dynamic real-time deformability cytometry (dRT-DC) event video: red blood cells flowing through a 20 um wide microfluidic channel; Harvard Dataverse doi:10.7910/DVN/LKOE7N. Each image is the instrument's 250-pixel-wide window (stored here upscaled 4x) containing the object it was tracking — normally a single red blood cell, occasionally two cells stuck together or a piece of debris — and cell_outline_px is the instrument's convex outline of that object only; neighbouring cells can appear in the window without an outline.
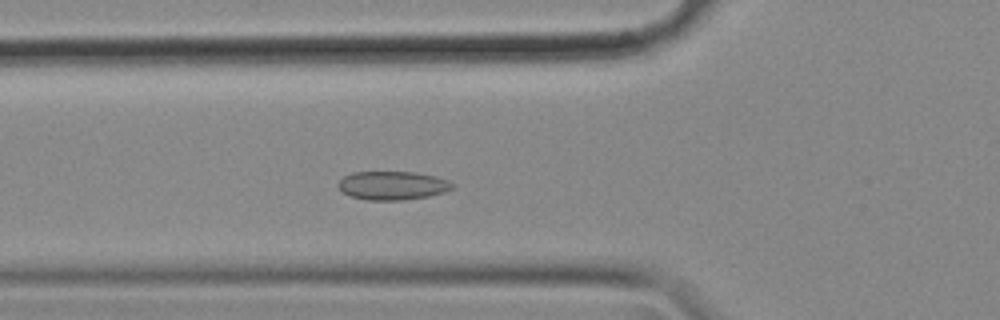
{"species": "common noctule bat (a hibernating species)", "species_latin": "Nyctalus noctula", "temperature_condition": "cold", "stored_images_in_passage": 55, "camera_frame_rate_fps": 3000, "um_per_image_px": 0.085, "animal": {"sex": "female", "body_mass_g": 18.4}, "frame": {"image": 1, "passage_image": 18, "time_ms": 5.667, "image_size_px": [1000, 320], "cell_outline_px": [[452, 188], [444, 192], [428, 196], [400, 200], [368, 200], [348, 196], [336, 184], [344, 176], [352, 172], [412, 172], [436, 176], [448, 180], [452, 184]], "centroid_in_image_um": [33.33, 15.76], "position_along_channel_um": 92.5, "area_um2": 18.9}}
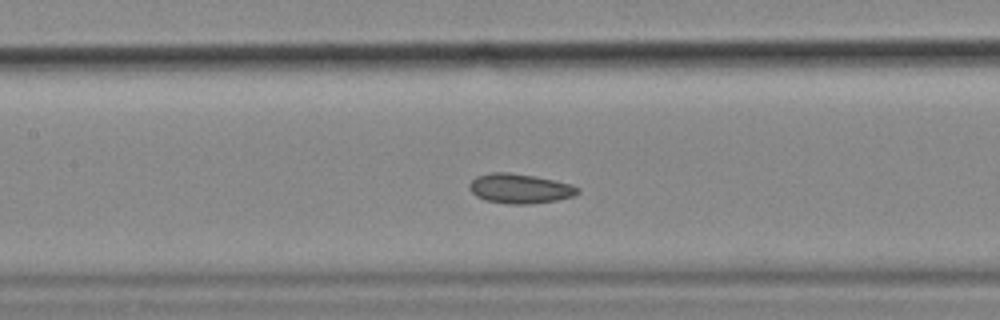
{"frame": {"image": 2, "passage_image": 24, "time_ms": 7.667, "image_size_px": [1000, 320], "cell_outline_px": [[580, 192], [572, 196], [556, 200], [532, 204], [508, 204], [484, 200], [476, 196], [468, 188], [468, 184], [476, 176], [492, 172], [508, 172], [536, 176], [572, 184], [580, 188]], "centroid_in_image_um": [44.17, 16.02], "position_along_channel_um": 163.2, "area_um2": 18.9}}
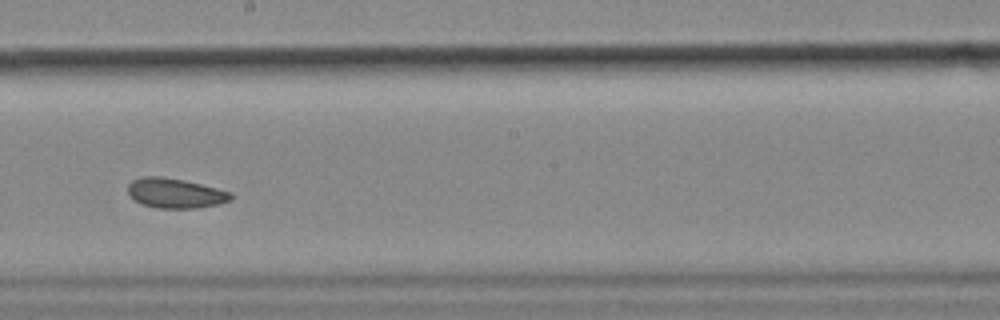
{"frame": {"image": 3, "passage_image": 30, "time_ms": 9.667, "image_size_px": [1000, 320], "cell_outline_px": [[232, 200], [216, 204], [196, 208], [156, 208], [144, 204], [136, 200], [128, 192], [128, 184], [132, 180], [140, 176], [160, 176], [184, 180], [232, 192]], "centroid_in_image_um": [14.89, 16.41], "position_along_channel_um": 233.3, "area_um2": 17.74}, "authors_computed_cell_mechanics": {"area_um2": 18.9006, "velocity_mm_per_s": 3.5273, "shape_relaxation_time_tau1_ms": null, "shape_relaxation_time_tau2_ms": 2.4547, "deformation_change_tau1": null, "deformation_change_tau2": 0.0492}}